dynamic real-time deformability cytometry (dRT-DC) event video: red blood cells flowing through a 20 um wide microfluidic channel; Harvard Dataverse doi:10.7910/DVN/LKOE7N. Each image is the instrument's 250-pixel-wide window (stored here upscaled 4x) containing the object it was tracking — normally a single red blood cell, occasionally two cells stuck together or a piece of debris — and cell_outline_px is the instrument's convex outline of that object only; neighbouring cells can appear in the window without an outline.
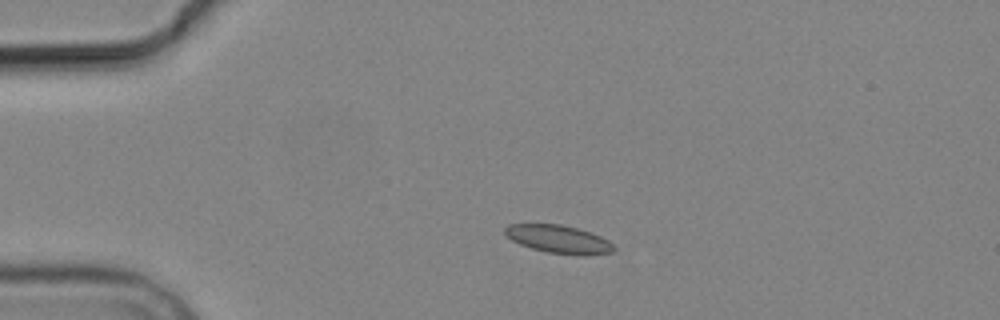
{"species": "common noctule bat (a hibernating species)", "species_latin": "Nyctalus noctula", "temperature_condition": "cold", "stored_images_in_passage": 4, "camera_frame_rate_fps": 3000, "um_per_image_px": 0.085, "animal": {"sex": "male", "body_mass_g": 19.2, "forearm_length_mm": 51.8}, "frame": {"image": 1, "passage_image": 3, "time_ms": 2.333, "image_size_px": [1000, 320], "cell_outline_px": [[616, 248], [612, 252], [588, 256], [576, 256], [548, 252], [532, 248], [520, 244], [512, 240], [504, 232], [504, 228], [508, 224], [560, 224], [576, 228], [600, 236], [608, 240]], "centroid_in_image_um": [47.5, 20.35], "position_along_channel_um": 37.5, "area_um2": 17.8}}